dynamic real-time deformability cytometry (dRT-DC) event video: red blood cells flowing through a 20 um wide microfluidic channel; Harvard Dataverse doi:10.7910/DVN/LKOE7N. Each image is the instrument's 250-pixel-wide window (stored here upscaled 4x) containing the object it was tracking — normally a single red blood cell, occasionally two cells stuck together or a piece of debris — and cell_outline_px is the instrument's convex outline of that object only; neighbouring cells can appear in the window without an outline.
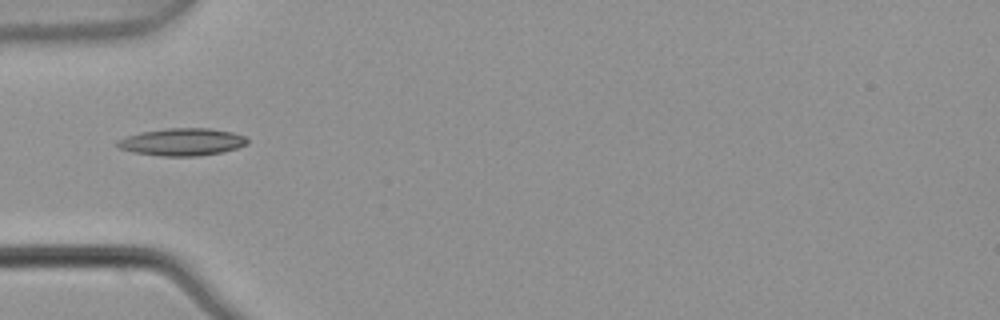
{"species": "common noctule bat (a hibernating species)", "species_latin": "Nyctalus noctula", "temperature_condition": "warm", "stored_images_in_passage": 1, "camera_frame_rate_fps": 3000, "um_per_image_px": 0.085, "animal": {"sex": "male", "body_mass_g": 21.5, "forearm_length_mm": 52.0}, "frame": {"image": 1, "passage_image": 1, "time_ms": 0.0, "image_size_px": [1000, 320], "cell_outline_px": [[248, 144], [224, 152], [196, 156], [160, 156], [132, 152], [120, 148], [116, 144], [116, 140], [140, 132], [164, 128], [208, 128], [232, 132], [244, 136], [248, 140]], "centroid_in_image_um": [15.47, 12.06], "position_along_channel_um": 69.5, "area_um2": 20.81}}